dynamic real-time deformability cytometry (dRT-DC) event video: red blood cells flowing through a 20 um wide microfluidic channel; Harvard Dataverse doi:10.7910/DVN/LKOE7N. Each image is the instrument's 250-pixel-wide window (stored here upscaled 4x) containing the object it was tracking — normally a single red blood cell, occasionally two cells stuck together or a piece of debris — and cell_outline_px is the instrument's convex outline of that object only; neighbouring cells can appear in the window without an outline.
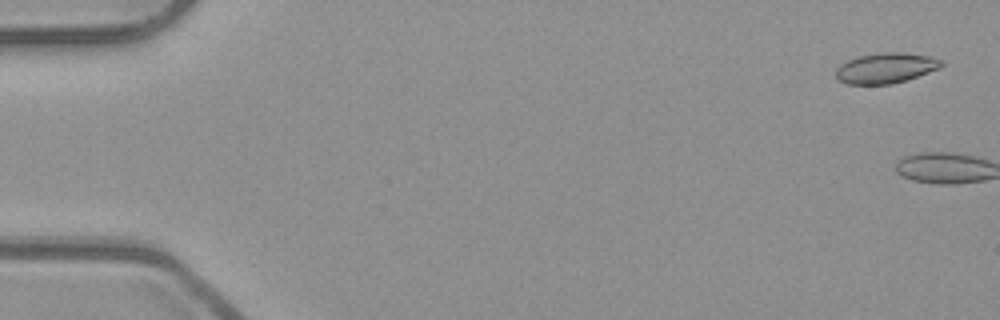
{"species": "common noctule bat (a hibernating species)", "species_latin": "Nyctalus noctula", "temperature_condition": "room temperature", "stored_images_in_passage": 3, "camera_frame_rate_fps": 3000, "um_per_image_px": 0.085, "animal": {"sex": "male", "body_mass_g": 23.1, "forearm_length_mm": 52.7}, "frame": {"image": 1, "passage_image": 2, "time_ms": 0.333, "image_size_px": [1000, 320], "cell_outline_px": [[944, 64], [940, 68], [892, 84], [848, 84], [836, 80], [836, 68], [840, 64], [848, 60], [860, 56], [880, 52], [900, 52], [932, 56], [944, 60]], "centroid_in_image_um": [75.29, 5.77], "position_along_channel_um": 9.7, "area_um2": 18.73}}